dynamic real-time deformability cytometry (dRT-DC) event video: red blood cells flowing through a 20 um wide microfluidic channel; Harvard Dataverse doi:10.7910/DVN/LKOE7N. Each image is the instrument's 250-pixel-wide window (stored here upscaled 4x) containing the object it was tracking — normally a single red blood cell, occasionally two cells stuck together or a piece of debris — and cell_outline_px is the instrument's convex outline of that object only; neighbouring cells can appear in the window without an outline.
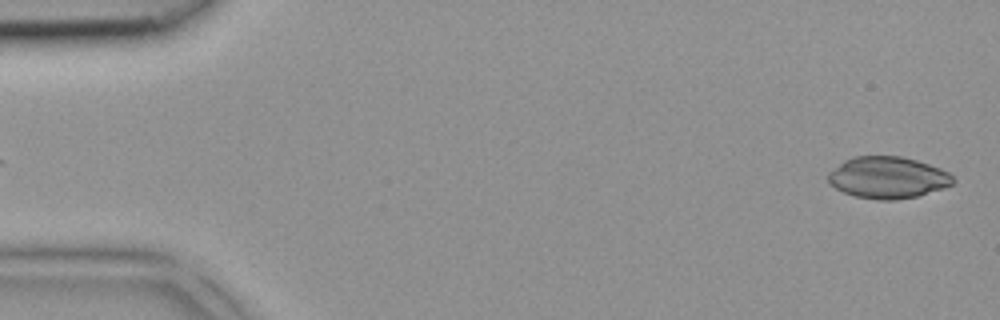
{"species": "common noctule bat (a hibernating species)", "species_latin": "Nyctalus noctula", "temperature_condition": "room temperature", "stored_images_in_passage": 4, "segment_of_instrument_passage": [2, 2], "camera_frame_rate_fps": 3000, "um_per_image_px": 0.085, "animal": {"sex": "female", "body_mass_g": 18.4}, "frame": {"image": 1, "passage_image": 4, "time_ms": 1.0, "image_size_px": [1000, 320], "cell_outline_px": [[956, 180], [952, 184], [944, 188], [916, 196], [896, 200], [876, 200], [856, 196], [844, 192], [836, 188], [828, 180], [828, 172], [844, 160], [856, 156], [900, 156], [916, 160], [940, 168], [948, 172]], "centroid_in_image_um": [75.47, 15.09], "position_along_channel_um": 9.5, "area_um2": 30.23}}